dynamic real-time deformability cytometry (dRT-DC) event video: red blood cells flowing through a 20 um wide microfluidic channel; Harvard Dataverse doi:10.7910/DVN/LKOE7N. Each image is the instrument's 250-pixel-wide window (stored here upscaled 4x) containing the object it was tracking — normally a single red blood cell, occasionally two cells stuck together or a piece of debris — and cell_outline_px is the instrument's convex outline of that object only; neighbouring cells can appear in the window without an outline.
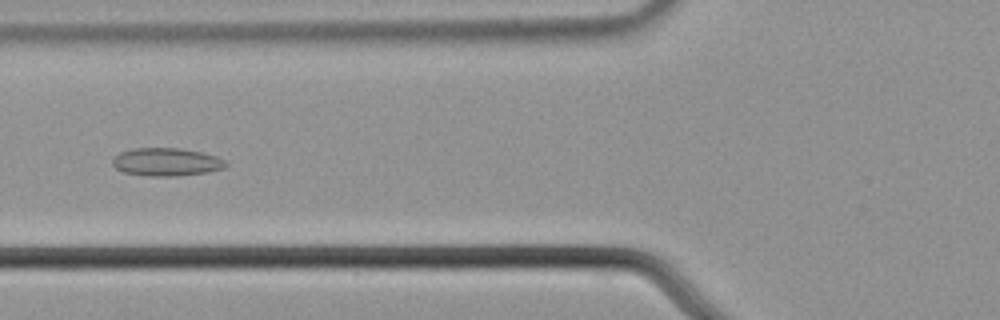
{"species": "common noctule bat (a hibernating species)", "species_latin": "Nyctalus noctula", "temperature_condition": "cold", "stored_images_in_passage": 53, "camera_frame_rate_fps": 3000, "um_per_image_px": 0.085, "animal": {"sex": "male", "body_mass_g": 21.5, "forearm_length_mm": 52.0}, "frame": {"image": 1, "passage_image": 19, "time_ms": 6.0, "image_size_px": [1000, 320], "cell_outline_px": [[228, 164], [224, 168], [208, 172], [176, 176], [148, 176], [124, 172], [116, 168], [112, 164], [112, 160], [120, 152], [132, 148], [180, 148], [200, 152], [216, 156], [224, 160]], "centroid_in_image_um": [14.14, 13.77], "position_along_channel_um": 111.7, "area_um2": 18.44}}
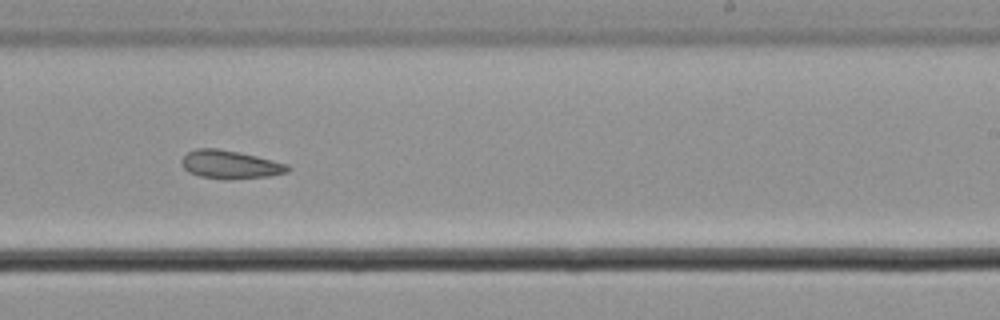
{"frame": {"image": 2, "passage_image": 32, "time_ms": 10.333, "image_size_px": [1000, 320], "cell_outline_px": [[292, 168], [288, 172], [268, 176], [228, 180], [224, 180], [200, 176], [188, 172], [180, 164], [180, 160], [188, 152], [196, 148], [216, 148], [256, 156], [288, 164]], "centroid_in_image_um": [19.54, 14.0], "position_along_channel_um": 269.5, "area_um2": 17.57}}
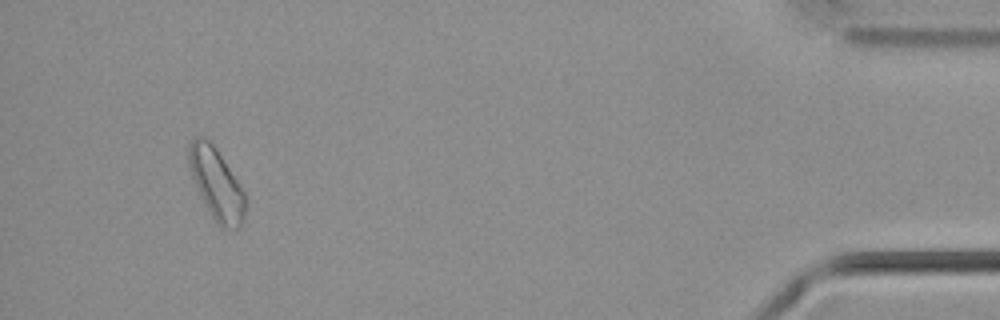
{"frame": {"image": 3, "passage_image": 50, "time_ms": 16.333, "image_size_px": [1000, 320], "cell_outline_px": [[244, 216], [240, 228], [220, 228], [212, 216], [192, 176], [188, 164], [188, 144], [196, 136], [204, 136], [212, 144], [244, 192]], "centroid_in_image_um": [18.37, 15.62], "position_along_channel_um": 416.8, "area_um2": 22.54}, "authors_computed_cell_mechanics": {"area_um2": 18.7272, "velocity_mm_per_s": 3.6429, "shape_relaxation_time_tau1_ms": null, "shape_relaxation_time_tau2_ms": 3.7402, "deformation_change_tau1": null, "deformation_change_tau2": 0.0803}}